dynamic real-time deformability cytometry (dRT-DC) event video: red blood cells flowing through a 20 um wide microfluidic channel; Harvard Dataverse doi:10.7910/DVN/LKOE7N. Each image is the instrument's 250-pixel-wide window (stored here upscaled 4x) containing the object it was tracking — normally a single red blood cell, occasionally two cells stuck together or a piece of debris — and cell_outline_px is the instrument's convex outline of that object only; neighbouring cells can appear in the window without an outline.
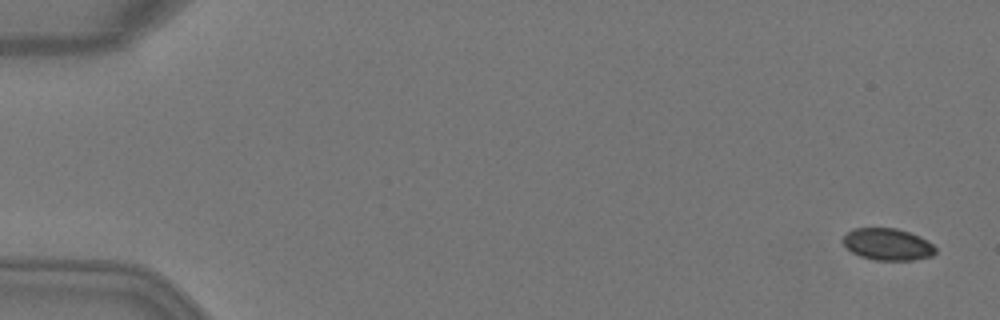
{"species": "Egyptian fruit bat (a non-hibernating species)", "species_latin": "Rousettus aegyptiacus", "temperature_condition": "warm", "stored_images_in_passage": 4, "camera_frame_rate_fps": 3000, "um_per_image_px": 0.085, "animal": {"sex": "female"}, "frame": {"image": 1, "passage_image": 1, "time_ms": 0.0, "image_size_px": [1000, 320], "cell_outline_px": [[936, 252], [932, 256], [912, 260], [876, 260], [860, 256], [852, 252], [840, 240], [852, 228], [896, 228], [920, 236], [928, 240], [936, 248]], "centroid_in_image_um": [75.45, 20.76], "position_along_channel_um": 9.5, "area_um2": 17.22}}
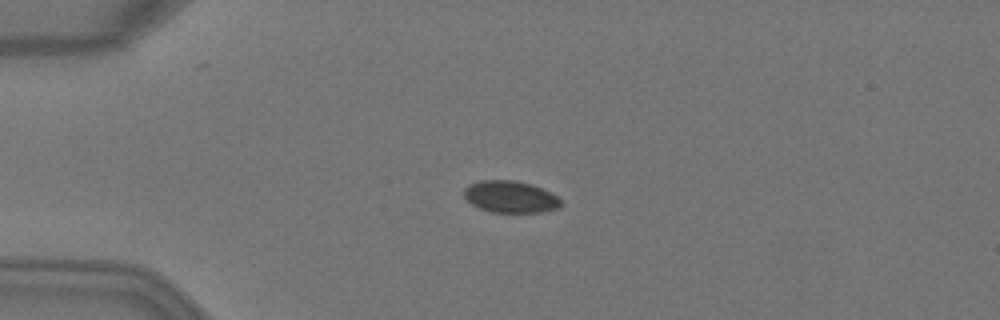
{"frame": {"image": 2, "passage_image": 3, "time_ms": 0.667, "image_size_px": [1000, 320], "cell_outline_px": [[560, 208], [540, 212], [492, 212], [480, 208], [472, 204], [464, 196], [464, 188], [468, 184], [480, 180], [516, 180], [532, 184], [556, 196], [560, 200]], "centroid_in_image_um": [43.35, 16.72], "position_along_channel_um": 41.6, "area_um2": 17.86}}